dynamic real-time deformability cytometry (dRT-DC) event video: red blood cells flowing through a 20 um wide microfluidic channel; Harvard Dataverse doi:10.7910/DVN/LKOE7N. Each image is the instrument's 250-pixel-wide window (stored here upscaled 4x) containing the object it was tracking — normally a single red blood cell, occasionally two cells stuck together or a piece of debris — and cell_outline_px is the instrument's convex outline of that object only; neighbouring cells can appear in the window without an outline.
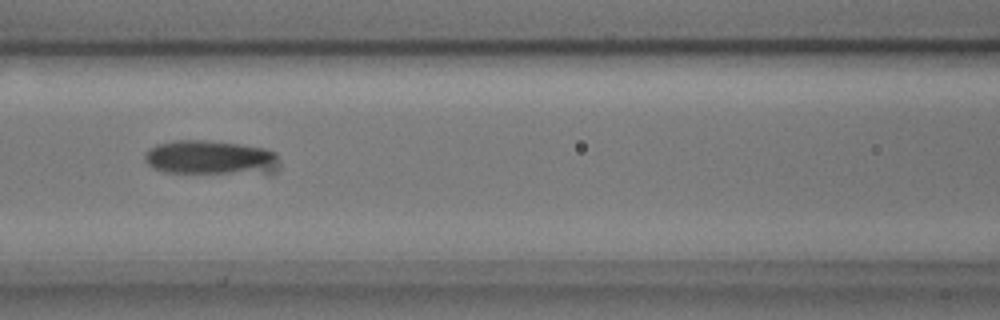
{"species": "common noctule bat (a hibernating species)", "species_latin": "Nyctalus noctula", "temperature_condition": "cold", "stored_images_in_passage": 10, "camera_frame_rate_fps": 3000, "um_per_image_px": 0.085, "animal": {"sex": "male", "body_mass_g": 17.9, "forearm_length_mm": 54.2}, "frame": {"image": 1, "passage_image": 7, "time_ms": 2.0, "image_size_px": [1000, 320], "cell_outline_px": [[280, 164], [276, 172], [272, 176], [164, 172], [152, 168], [144, 160], [144, 152], [148, 148], [156, 144], [176, 140], [204, 140], [240, 144], [264, 148], [276, 152]], "centroid_in_image_um": [17.99, 13.45], "position_along_channel_um": 148.6, "area_um2": 28.44}}
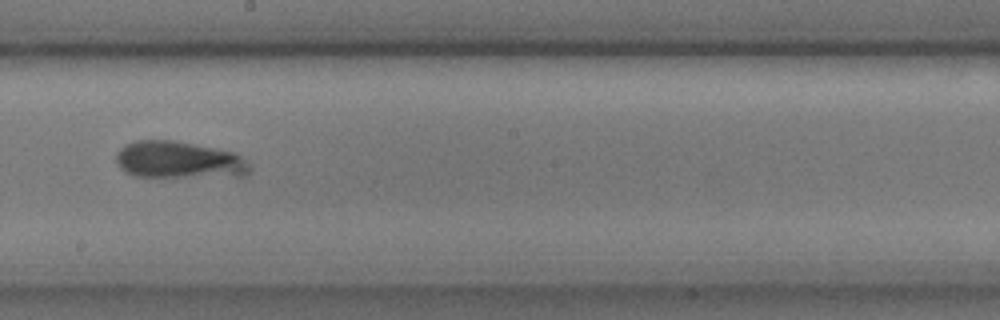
{"frame": {"image": 2, "passage_image": 9, "time_ms": 2.667, "image_size_px": [1000, 320], "cell_outline_px": [[252, 172], [244, 176], [136, 176], [120, 168], [116, 160], [116, 156], [120, 148], [136, 140], [172, 140], [236, 152], [248, 164]], "centroid_in_image_um": [15.23, 13.59], "position_along_channel_um": 233.0, "area_um2": 28.5}}
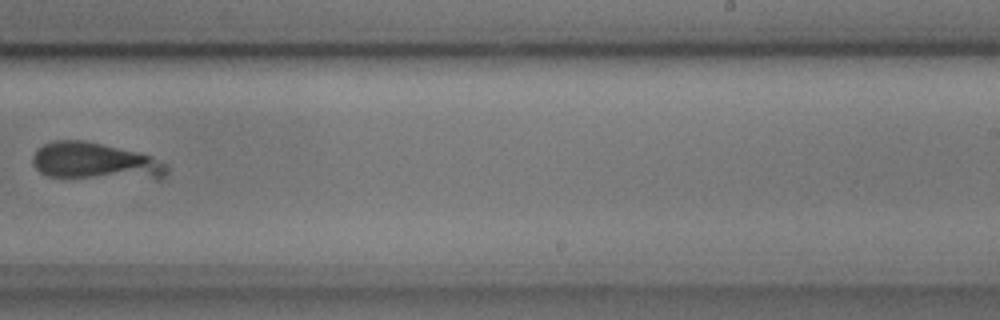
{"frame": {"image": 3, "passage_image": 10, "time_ms": 3.0, "image_size_px": [1000, 320], "cell_outline_px": [[168, 172], [160, 180], [156, 180], [48, 176], [40, 172], [32, 164], [32, 156], [36, 148], [52, 140], [84, 140], [140, 152], [152, 156], [168, 164]], "centroid_in_image_um": [8.15, 13.72], "position_along_channel_um": 280.9, "area_um2": 29.71}}